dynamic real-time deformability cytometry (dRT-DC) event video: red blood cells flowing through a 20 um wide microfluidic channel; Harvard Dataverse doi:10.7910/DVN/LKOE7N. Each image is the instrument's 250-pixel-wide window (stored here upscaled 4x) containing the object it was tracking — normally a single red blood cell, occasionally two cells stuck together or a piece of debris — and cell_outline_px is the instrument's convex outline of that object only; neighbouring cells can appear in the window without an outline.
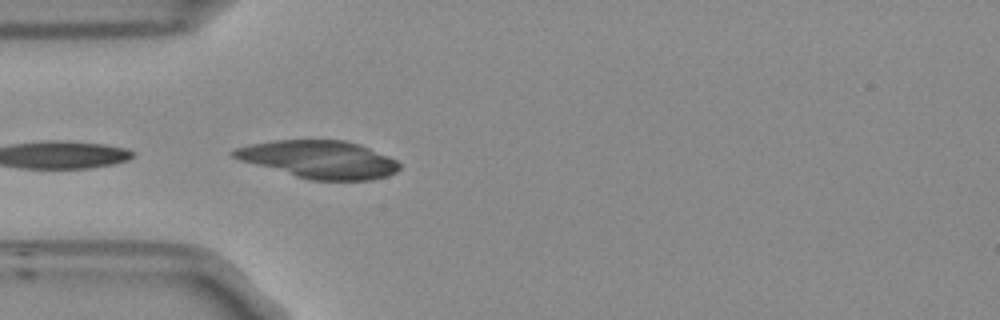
{"species": "Egyptian fruit bat (a non-hibernating species)", "species_latin": "Rousettus aegyptiacus", "temperature_condition": "room temperature", "stored_images_in_passage": 26, "camera_frame_rate_fps": 3000, "um_per_image_px": 0.085, "frame": {"image": 1, "passage_image": 8, "time_ms": 2.333, "image_size_px": [1000, 320], "cell_outline_px": [[400, 168], [396, 172], [388, 176], [372, 180], [308, 180], [240, 160], [232, 156], [228, 152], [236, 148], [248, 144], [272, 140], [344, 140], [360, 144], [388, 156], [396, 160], [400, 164]], "centroid_in_image_um": [27.11, 13.55], "position_along_channel_um": 57.9, "area_um2": 36.53}}